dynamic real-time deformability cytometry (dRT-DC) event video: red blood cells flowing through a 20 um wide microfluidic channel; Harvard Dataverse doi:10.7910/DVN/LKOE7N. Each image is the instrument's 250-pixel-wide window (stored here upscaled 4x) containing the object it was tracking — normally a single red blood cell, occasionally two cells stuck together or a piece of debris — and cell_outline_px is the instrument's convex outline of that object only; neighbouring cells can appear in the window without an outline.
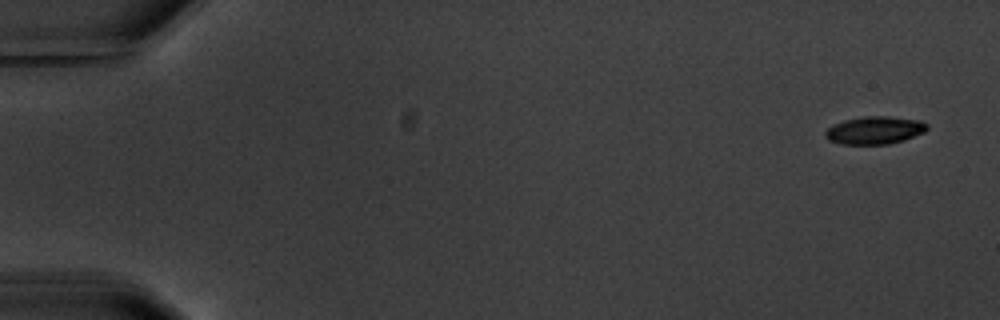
{"species": "common noctule bat (a hibernating species)", "species_latin": "Nyctalus noctula", "temperature_condition": "warm", "stored_images_in_passage": 4, "camera_frame_rate_fps": 3000, "um_per_image_px": 0.085, "animal": {"sex": "male", "body_mass_g": 20.1, "forearm_length_mm": 53.5}, "frame": {"image": 1, "passage_image": 1, "time_ms": 0.0, "image_size_px": [1000, 320], "cell_outline_px": [[928, 128], [924, 132], [904, 140], [888, 144], [840, 144], [828, 140], [824, 136], [824, 132], [832, 124], [844, 120], [864, 116], [888, 116], [920, 120], [928, 124]], "centroid_in_image_um": [74.33, 11.07], "position_along_channel_um": 10.7, "area_um2": 16.59}}
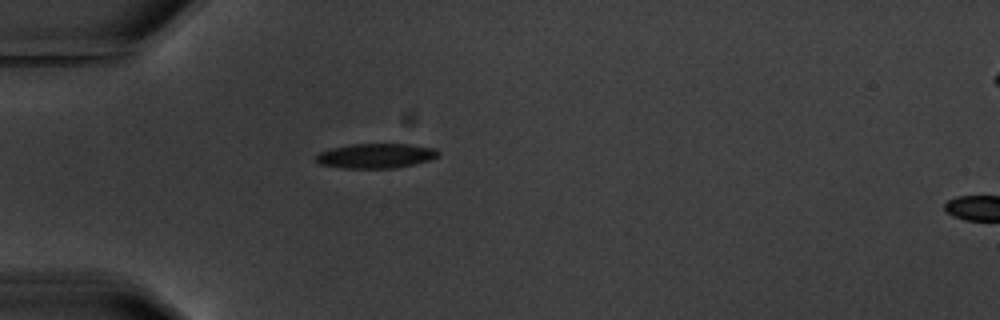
{"frame": {"image": 2, "passage_image": 3, "time_ms": 5.0, "image_size_px": [1000, 320], "cell_outline_px": [[440, 156], [428, 160], [396, 168], [344, 168], [320, 164], [316, 160], [316, 156], [320, 152], [332, 148], [352, 144], [408, 144], [436, 148], [440, 152]], "centroid_in_image_um": [31.98, 13.24], "position_along_channel_um": 53.0, "area_um2": 17.51}}